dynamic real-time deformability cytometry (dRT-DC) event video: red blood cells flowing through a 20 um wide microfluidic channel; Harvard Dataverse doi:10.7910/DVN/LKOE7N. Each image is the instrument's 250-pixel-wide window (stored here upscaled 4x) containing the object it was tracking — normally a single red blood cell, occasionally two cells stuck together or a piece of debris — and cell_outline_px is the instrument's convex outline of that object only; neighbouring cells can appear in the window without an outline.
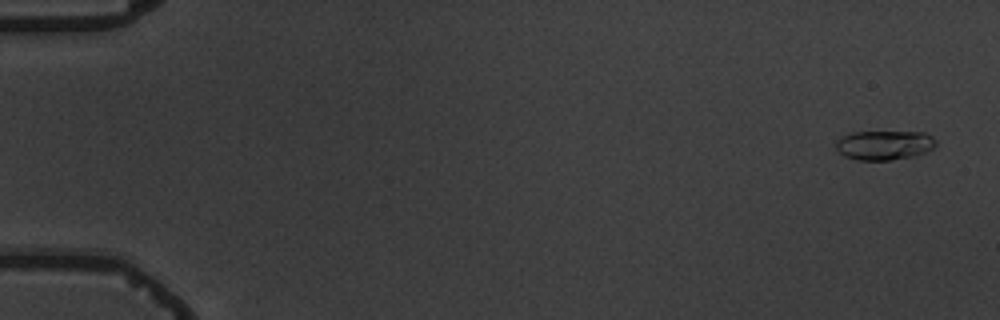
{"species": "common noctule bat (a hibernating species)", "species_latin": "Nyctalus noctula", "temperature_condition": "warm", "stored_images_in_passage": 4, "segment_of_instrument_passage": [2, 2], "camera_frame_rate_fps": 3000, "um_per_image_px": 0.085, "animal": {"sex": "male", "body_mass_g": 19.5, "forearm_length_mm": 54.6}, "frame": {"image": 1, "passage_image": 4, "time_ms": 4.667, "image_size_px": [1000, 320], "cell_outline_px": [[936, 144], [932, 148], [916, 156], [888, 160], [856, 160], [844, 156], [836, 148], [836, 140], [852, 132], [924, 132], [932, 136], [936, 140]], "centroid_in_image_um": [75.17, 12.34], "position_along_channel_um": 9.8, "area_um2": 17.11}}